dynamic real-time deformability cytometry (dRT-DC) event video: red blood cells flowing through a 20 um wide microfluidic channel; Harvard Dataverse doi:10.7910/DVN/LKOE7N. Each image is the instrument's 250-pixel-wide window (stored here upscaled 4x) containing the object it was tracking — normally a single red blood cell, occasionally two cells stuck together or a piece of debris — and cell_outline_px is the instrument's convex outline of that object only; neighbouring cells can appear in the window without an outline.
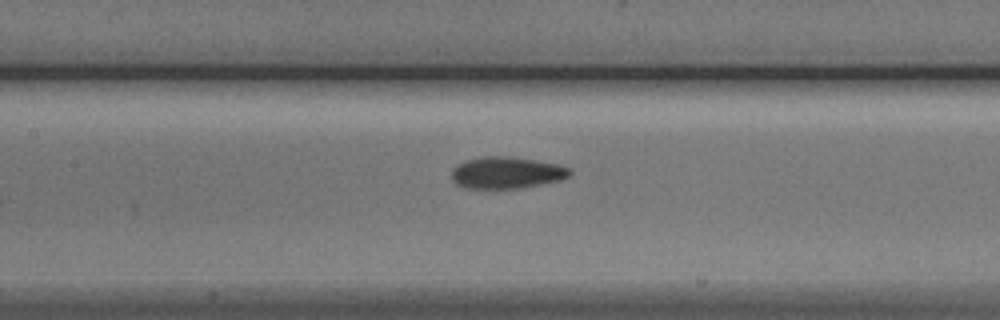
{"species": "Egyptian fruit bat (a non-hibernating species)", "species_latin": "Rousettus aegyptiacus", "temperature_condition": "cold", "stored_images_in_passage": 9, "camera_frame_rate_fps": 3000, "um_per_image_px": 0.085, "animal": {"sex": "male"}, "frame": {"image": 1, "passage_image": 9, "time_ms": 9.333, "image_size_px": [1000, 320], "cell_outline_px": [[572, 172], [568, 176], [560, 180], [520, 188], [464, 188], [456, 184], [452, 180], [452, 168], [456, 164], [464, 160], [484, 156], [504, 156], [532, 160], [556, 164], [568, 168]], "centroid_in_image_um": [42.98, 14.68], "position_along_channel_um": 164.4, "area_um2": 21.68}}